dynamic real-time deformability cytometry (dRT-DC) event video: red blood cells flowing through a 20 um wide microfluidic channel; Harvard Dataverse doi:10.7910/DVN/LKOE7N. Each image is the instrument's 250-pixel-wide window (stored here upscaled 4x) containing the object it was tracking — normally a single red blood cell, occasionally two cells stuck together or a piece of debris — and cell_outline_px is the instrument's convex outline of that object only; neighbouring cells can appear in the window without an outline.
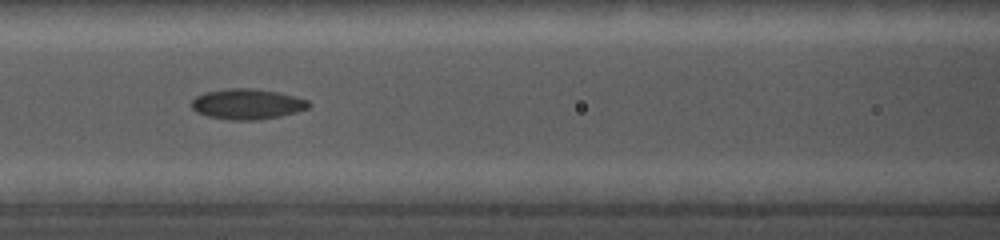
{"species": "common noctule bat (a hibernating species)", "species_latin": "Nyctalus noctula", "temperature_condition": "cold", "stored_images_in_passage": 25, "camera_frame_rate_fps": 5000, "um_per_image_px": 0.085, "animal": {"sex": "female", "body_mass_g": 19.0, "forearm_length_mm": 56.7}, "frame": {"image": 1, "passage_image": 9, "time_ms": 7.2, "image_size_px": [1000, 240], "cell_outline_px": [[312, 104], [308, 108], [296, 112], [280, 116], [256, 120], [232, 120], [208, 116], [196, 112], [192, 108], [192, 100], [196, 96], [204, 92], [232, 88], [252, 88], [276, 92], [308, 100]], "centroid_in_image_um": [21.0, 8.85], "position_along_channel_um": 145.6, "area_um2": 20.63}}
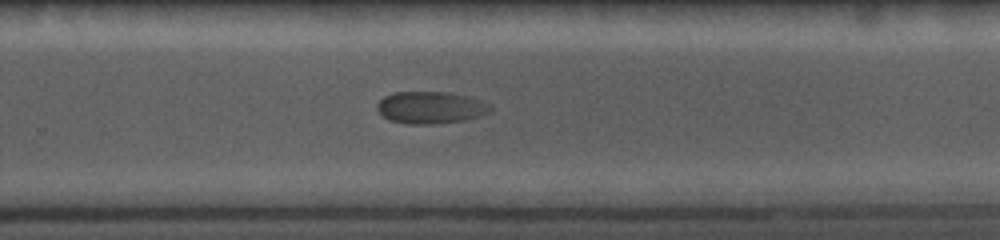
{"frame": {"image": 2, "passage_image": 14, "time_ms": 11.2, "image_size_px": [1000, 240], "cell_outline_px": [[492, 108], [488, 112], [480, 116], [468, 120], [432, 124], [404, 124], [388, 120], [380, 116], [376, 108], [376, 104], [384, 96], [392, 92], [448, 92], [480, 100], [492, 104]], "centroid_in_image_um": [36.55, 9.15], "position_along_channel_um": 293.2, "area_um2": 21.5}}
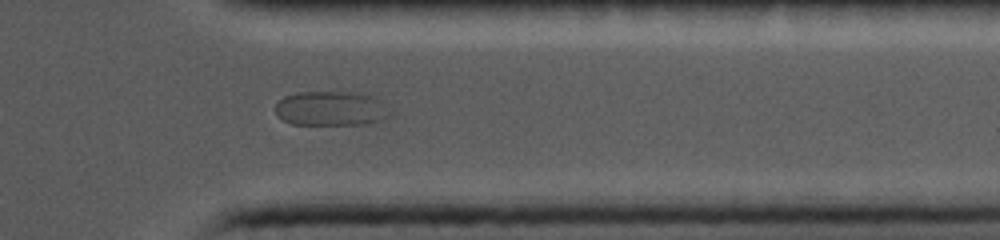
{"frame": {"image": 3, "passage_image": 20, "time_ms": 13.6, "image_size_px": [1000, 240], "cell_outline_px": [[392, 116], [384, 120], [364, 124], [292, 124], [276, 116], [276, 104], [284, 96], [296, 92], [360, 92], [372, 96]], "centroid_in_image_um": [28.09, 9.22], "position_along_channel_um": 383.3, "area_um2": 22.89}}